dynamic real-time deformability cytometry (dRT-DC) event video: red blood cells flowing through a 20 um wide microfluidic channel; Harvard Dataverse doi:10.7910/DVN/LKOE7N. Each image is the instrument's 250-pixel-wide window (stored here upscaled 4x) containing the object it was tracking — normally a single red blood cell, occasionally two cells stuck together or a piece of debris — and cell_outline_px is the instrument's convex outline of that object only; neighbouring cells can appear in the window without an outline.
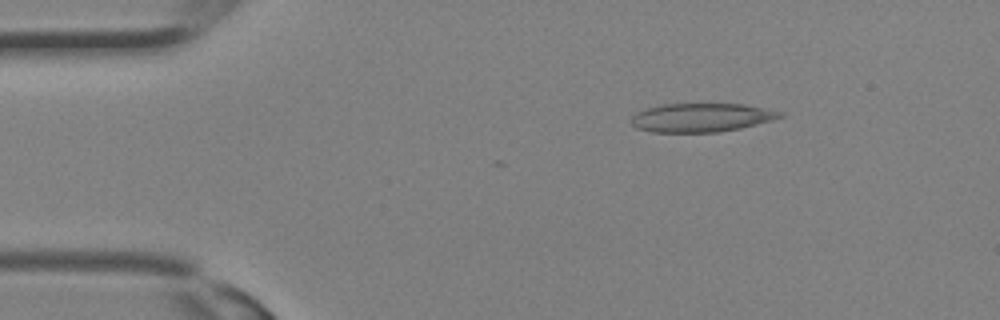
{"species": "Egyptian fruit bat (a non-hibernating species)", "species_latin": "Rousettus aegyptiacus", "temperature_condition": "room temperature", "stored_images_in_passage": 23, "camera_frame_rate_fps": 3000, "um_per_image_px": 0.085, "animal": {"sex": "female"}, "frame": {"image": 1, "passage_image": 5, "time_ms": 1.333, "image_size_px": [1000, 320], "cell_outline_px": [[784, 116], [772, 120], [740, 128], [720, 132], [652, 132], [636, 128], [632, 124], [632, 116], [636, 112], [644, 108], [664, 104], [744, 104], [784, 112]], "centroid_in_image_um": [59.6, 9.99], "position_along_channel_um": 25.4, "area_um2": 24.91}}
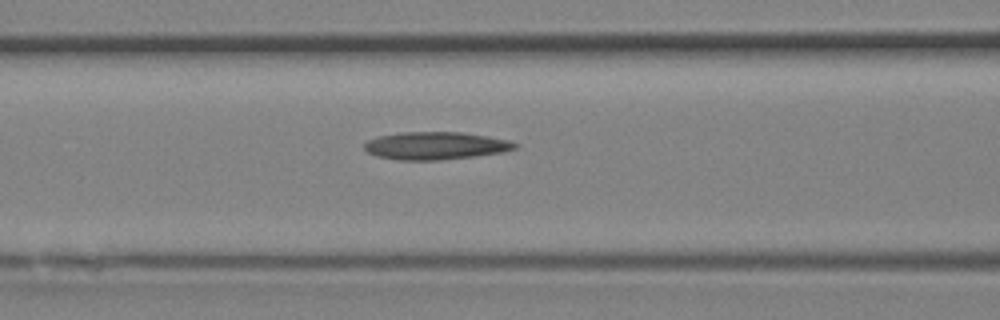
{"frame": {"image": 2, "passage_image": 13, "time_ms": 4.0, "image_size_px": [1000, 320], "cell_outline_px": [[520, 144], [516, 148], [504, 152], [476, 156], [440, 160], [396, 160], [376, 156], [368, 152], [364, 148], [364, 144], [368, 140], [380, 136], [400, 132], [460, 132], [508, 140]], "centroid_in_image_um": [37.02, 12.39], "position_along_channel_um": 129.6, "area_um2": 24.28}}
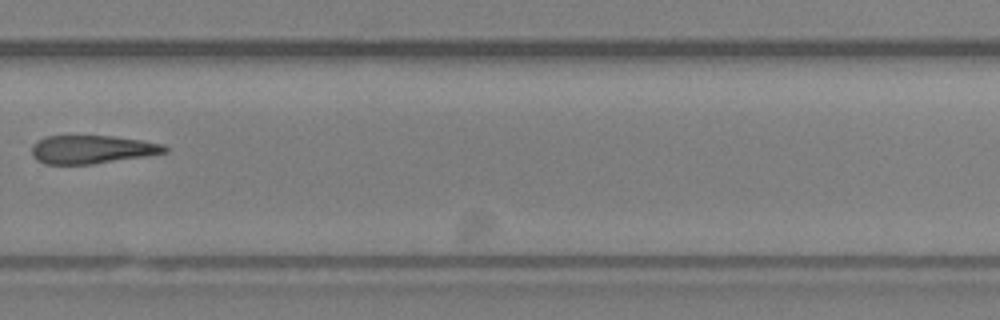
{"frame": {"image": 3, "passage_image": 22, "time_ms": 7.0, "image_size_px": [1000, 320], "cell_outline_px": [[168, 152], [148, 156], [92, 164], [44, 164], [36, 160], [32, 156], [32, 144], [36, 140], [48, 136], [112, 136], [140, 140], [164, 144], [168, 148]], "centroid_in_image_um": [7.81, 12.71], "position_along_channel_um": 322.0, "area_um2": 22.08}}